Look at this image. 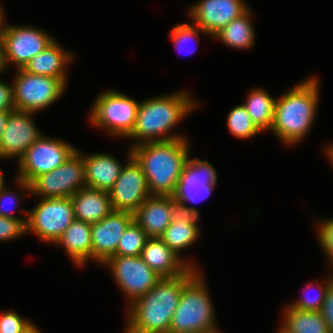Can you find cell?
I'll return each instance as SVG.
<instances>
[{
	"mask_svg": "<svg viewBox=\"0 0 333 333\" xmlns=\"http://www.w3.org/2000/svg\"><path fill=\"white\" fill-rule=\"evenodd\" d=\"M4 177H3V174H2V171H1V169H0V191L5 187V185H4V179H3Z\"/></svg>",
	"mask_w": 333,
	"mask_h": 333,
	"instance_id": "cell-43",
	"label": "cell"
},
{
	"mask_svg": "<svg viewBox=\"0 0 333 333\" xmlns=\"http://www.w3.org/2000/svg\"><path fill=\"white\" fill-rule=\"evenodd\" d=\"M198 218L196 213L177 209L171 224L159 238L181 257L179 253L196 242L200 235Z\"/></svg>",
	"mask_w": 333,
	"mask_h": 333,
	"instance_id": "cell-21",
	"label": "cell"
},
{
	"mask_svg": "<svg viewBox=\"0 0 333 333\" xmlns=\"http://www.w3.org/2000/svg\"><path fill=\"white\" fill-rule=\"evenodd\" d=\"M201 31L204 34L203 30H200L197 26L190 25L187 23L179 24L173 27L170 33V40L174 42L176 46V50H179L182 52V50H185V44L190 42V40H193L199 36V32ZM192 52V51H191Z\"/></svg>",
	"mask_w": 333,
	"mask_h": 333,
	"instance_id": "cell-32",
	"label": "cell"
},
{
	"mask_svg": "<svg viewBox=\"0 0 333 333\" xmlns=\"http://www.w3.org/2000/svg\"><path fill=\"white\" fill-rule=\"evenodd\" d=\"M320 313L327 322L329 332L333 333V283L329 286L326 292Z\"/></svg>",
	"mask_w": 333,
	"mask_h": 333,
	"instance_id": "cell-36",
	"label": "cell"
},
{
	"mask_svg": "<svg viewBox=\"0 0 333 333\" xmlns=\"http://www.w3.org/2000/svg\"><path fill=\"white\" fill-rule=\"evenodd\" d=\"M11 85L0 80V111L15 110L13 84Z\"/></svg>",
	"mask_w": 333,
	"mask_h": 333,
	"instance_id": "cell-37",
	"label": "cell"
},
{
	"mask_svg": "<svg viewBox=\"0 0 333 333\" xmlns=\"http://www.w3.org/2000/svg\"><path fill=\"white\" fill-rule=\"evenodd\" d=\"M248 9L240 17L235 18L226 27L222 28L213 38L220 39L224 44L236 49H248L255 40V31Z\"/></svg>",
	"mask_w": 333,
	"mask_h": 333,
	"instance_id": "cell-24",
	"label": "cell"
},
{
	"mask_svg": "<svg viewBox=\"0 0 333 333\" xmlns=\"http://www.w3.org/2000/svg\"><path fill=\"white\" fill-rule=\"evenodd\" d=\"M326 151H327L328 157L331 159L330 161L333 164V146H330V147L328 146V149Z\"/></svg>",
	"mask_w": 333,
	"mask_h": 333,
	"instance_id": "cell-42",
	"label": "cell"
},
{
	"mask_svg": "<svg viewBox=\"0 0 333 333\" xmlns=\"http://www.w3.org/2000/svg\"><path fill=\"white\" fill-rule=\"evenodd\" d=\"M27 219L6 218L0 216V241L16 239L26 232Z\"/></svg>",
	"mask_w": 333,
	"mask_h": 333,
	"instance_id": "cell-33",
	"label": "cell"
},
{
	"mask_svg": "<svg viewBox=\"0 0 333 333\" xmlns=\"http://www.w3.org/2000/svg\"><path fill=\"white\" fill-rule=\"evenodd\" d=\"M130 302L149 292L161 279L141 256H112L104 263Z\"/></svg>",
	"mask_w": 333,
	"mask_h": 333,
	"instance_id": "cell-12",
	"label": "cell"
},
{
	"mask_svg": "<svg viewBox=\"0 0 333 333\" xmlns=\"http://www.w3.org/2000/svg\"><path fill=\"white\" fill-rule=\"evenodd\" d=\"M186 138L145 142L131 147L132 156L140 164L151 195L175 193L184 165L189 157Z\"/></svg>",
	"mask_w": 333,
	"mask_h": 333,
	"instance_id": "cell-2",
	"label": "cell"
},
{
	"mask_svg": "<svg viewBox=\"0 0 333 333\" xmlns=\"http://www.w3.org/2000/svg\"><path fill=\"white\" fill-rule=\"evenodd\" d=\"M318 225V240L333 265V218L319 222Z\"/></svg>",
	"mask_w": 333,
	"mask_h": 333,
	"instance_id": "cell-35",
	"label": "cell"
},
{
	"mask_svg": "<svg viewBox=\"0 0 333 333\" xmlns=\"http://www.w3.org/2000/svg\"><path fill=\"white\" fill-rule=\"evenodd\" d=\"M178 205L173 196L150 195L133 213L149 238L160 237L171 224Z\"/></svg>",
	"mask_w": 333,
	"mask_h": 333,
	"instance_id": "cell-17",
	"label": "cell"
},
{
	"mask_svg": "<svg viewBox=\"0 0 333 333\" xmlns=\"http://www.w3.org/2000/svg\"><path fill=\"white\" fill-rule=\"evenodd\" d=\"M191 98L188 93L179 92L140 102L135 126L128 138L139 140L134 145L184 138L168 133L197 106Z\"/></svg>",
	"mask_w": 333,
	"mask_h": 333,
	"instance_id": "cell-4",
	"label": "cell"
},
{
	"mask_svg": "<svg viewBox=\"0 0 333 333\" xmlns=\"http://www.w3.org/2000/svg\"><path fill=\"white\" fill-rule=\"evenodd\" d=\"M29 324V320L21 318L14 311L9 310L0 315V333H23Z\"/></svg>",
	"mask_w": 333,
	"mask_h": 333,
	"instance_id": "cell-34",
	"label": "cell"
},
{
	"mask_svg": "<svg viewBox=\"0 0 333 333\" xmlns=\"http://www.w3.org/2000/svg\"><path fill=\"white\" fill-rule=\"evenodd\" d=\"M28 216L26 232H33L41 240L55 244L67 227L75 220L70 197L42 198Z\"/></svg>",
	"mask_w": 333,
	"mask_h": 333,
	"instance_id": "cell-9",
	"label": "cell"
},
{
	"mask_svg": "<svg viewBox=\"0 0 333 333\" xmlns=\"http://www.w3.org/2000/svg\"><path fill=\"white\" fill-rule=\"evenodd\" d=\"M216 180L217 173L211 163L188 157L178 182L216 184Z\"/></svg>",
	"mask_w": 333,
	"mask_h": 333,
	"instance_id": "cell-29",
	"label": "cell"
},
{
	"mask_svg": "<svg viewBox=\"0 0 333 333\" xmlns=\"http://www.w3.org/2000/svg\"><path fill=\"white\" fill-rule=\"evenodd\" d=\"M275 101L265 90L253 89L243 106L246 108L253 123L260 131L271 128L274 118Z\"/></svg>",
	"mask_w": 333,
	"mask_h": 333,
	"instance_id": "cell-26",
	"label": "cell"
},
{
	"mask_svg": "<svg viewBox=\"0 0 333 333\" xmlns=\"http://www.w3.org/2000/svg\"><path fill=\"white\" fill-rule=\"evenodd\" d=\"M13 192H11L9 189H6L5 187L0 191V202L2 201V203H0V216H3V217H6V218H16V219H21V218H18L17 216H14L10 213V210L6 209V205L5 203H8L9 200H11L12 202H15L16 199H19L21 198L19 195H14L12 194ZM8 201H7V200ZM11 201H10V204H11ZM16 203V202H15ZM14 204V203H12ZM16 205V204H15ZM5 208V209H3ZM11 209V208H10ZM9 211V212H8Z\"/></svg>",
	"mask_w": 333,
	"mask_h": 333,
	"instance_id": "cell-38",
	"label": "cell"
},
{
	"mask_svg": "<svg viewBox=\"0 0 333 333\" xmlns=\"http://www.w3.org/2000/svg\"><path fill=\"white\" fill-rule=\"evenodd\" d=\"M141 258L161 278H172L185 274L194 265L183 260L159 237L148 238Z\"/></svg>",
	"mask_w": 333,
	"mask_h": 333,
	"instance_id": "cell-18",
	"label": "cell"
},
{
	"mask_svg": "<svg viewBox=\"0 0 333 333\" xmlns=\"http://www.w3.org/2000/svg\"><path fill=\"white\" fill-rule=\"evenodd\" d=\"M211 302L202 274L197 272L181 291L170 333H219Z\"/></svg>",
	"mask_w": 333,
	"mask_h": 333,
	"instance_id": "cell-5",
	"label": "cell"
},
{
	"mask_svg": "<svg viewBox=\"0 0 333 333\" xmlns=\"http://www.w3.org/2000/svg\"><path fill=\"white\" fill-rule=\"evenodd\" d=\"M3 20H4L3 10H2V8L0 6V30H1L2 26L4 25L3 24L4 23Z\"/></svg>",
	"mask_w": 333,
	"mask_h": 333,
	"instance_id": "cell-44",
	"label": "cell"
},
{
	"mask_svg": "<svg viewBox=\"0 0 333 333\" xmlns=\"http://www.w3.org/2000/svg\"><path fill=\"white\" fill-rule=\"evenodd\" d=\"M277 333H291L289 332L283 325L280 326V329L277 331Z\"/></svg>",
	"mask_w": 333,
	"mask_h": 333,
	"instance_id": "cell-45",
	"label": "cell"
},
{
	"mask_svg": "<svg viewBox=\"0 0 333 333\" xmlns=\"http://www.w3.org/2000/svg\"><path fill=\"white\" fill-rule=\"evenodd\" d=\"M283 326L291 333H330L320 311H307L291 307L285 309Z\"/></svg>",
	"mask_w": 333,
	"mask_h": 333,
	"instance_id": "cell-25",
	"label": "cell"
},
{
	"mask_svg": "<svg viewBox=\"0 0 333 333\" xmlns=\"http://www.w3.org/2000/svg\"><path fill=\"white\" fill-rule=\"evenodd\" d=\"M85 166L86 187L110 191L120 175L124 165L109 155L104 153L83 155Z\"/></svg>",
	"mask_w": 333,
	"mask_h": 333,
	"instance_id": "cell-20",
	"label": "cell"
},
{
	"mask_svg": "<svg viewBox=\"0 0 333 333\" xmlns=\"http://www.w3.org/2000/svg\"><path fill=\"white\" fill-rule=\"evenodd\" d=\"M13 84L14 107L17 111L36 113L50 106L63 94L67 79L27 73L17 69Z\"/></svg>",
	"mask_w": 333,
	"mask_h": 333,
	"instance_id": "cell-8",
	"label": "cell"
},
{
	"mask_svg": "<svg viewBox=\"0 0 333 333\" xmlns=\"http://www.w3.org/2000/svg\"><path fill=\"white\" fill-rule=\"evenodd\" d=\"M72 57L73 53L64 51L54 39L43 51L29 60L22 69L27 73L66 79L65 67L73 59Z\"/></svg>",
	"mask_w": 333,
	"mask_h": 333,
	"instance_id": "cell-22",
	"label": "cell"
},
{
	"mask_svg": "<svg viewBox=\"0 0 333 333\" xmlns=\"http://www.w3.org/2000/svg\"><path fill=\"white\" fill-rule=\"evenodd\" d=\"M14 110H4L0 111V139L5 128L6 122L8 120L9 114Z\"/></svg>",
	"mask_w": 333,
	"mask_h": 333,
	"instance_id": "cell-39",
	"label": "cell"
},
{
	"mask_svg": "<svg viewBox=\"0 0 333 333\" xmlns=\"http://www.w3.org/2000/svg\"><path fill=\"white\" fill-rule=\"evenodd\" d=\"M139 104L117 91H105L93 102L89 119L113 136L128 137L135 126Z\"/></svg>",
	"mask_w": 333,
	"mask_h": 333,
	"instance_id": "cell-7",
	"label": "cell"
},
{
	"mask_svg": "<svg viewBox=\"0 0 333 333\" xmlns=\"http://www.w3.org/2000/svg\"><path fill=\"white\" fill-rule=\"evenodd\" d=\"M62 245L78 266L92 259L91 224L75 219L55 243Z\"/></svg>",
	"mask_w": 333,
	"mask_h": 333,
	"instance_id": "cell-23",
	"label": "cell"
},
{
	"mask_svg": "<svg viewBox=\"0 0 333 333\" xmlns=\"http://www.w3.org/2000/svg\"><path fill=\"white\" fill-rule=\"evenodd\" d=\"M148 238L145 231L133 220L122 234L115 256H141Z\"/></svg>",
	"mask_w": 333,
	"mask_h": 333,
	"instance_id": "cell-28",
	"label": "cell"
},
{
	"mask_svg": "<svg viewBox=\"0 0 333 333\" xmlns=\"http://www.w3.org/2000/svg\"><path fill=\"white\" fill-rule=\"evenodd\" d=\"M70 198L75 219L89 224L100 221L113 211L108 191L84 187Z\"/></svg>",
	"mask_w": 333,
	"mask_h": 333,
	"instance_id": "cell-19",
	"label": "cell"
},
{
	"mask_svg": "<svg viewBox=\"0 0 333 333\" xmlns=\"http://www.w3.org/2000/svg\"><path fill=\"white\" fill-rule=\"evenodd\" d=\"M216 184L195 182H178L175 193L172 195L178 205V209L193 212L199 215L195 207L186 206V202L202 201L214 190Z\"/></svg>",
	"mask_w": 333,
	"mask_h": 333,
	"instance_id": "cell-27",
	"label": "cell"
},
{
	"mask_svg": "<svg viewBox=\"0 0 333 333\" xmlns=\"http://www.w3.org/2000/svg\"><path fill=\"white\" fill-rule=\"evenodd\" d=\"M34 113L14 110L9 114L0 139L1 158H19L42 134L29 116Z\"/></svg>",
	"mask_w": 333,
	"mask_h": 333,
	"instance_id": "cell-16",
	"label": "cell"
},
{
	"mask_svg": "<svg viewBox=\"0 0 333 333\" xmlns=\"http://www.w3.org/2000/svg\"><path fill=\"white\" fill-rule=\"evenodd\" d=\"M128 156L129 161L122 167L109 195L114 211L134 213L151 194L145 174L131 150Z\"/></svg>",
	"mask_w": 333,
	"mask_h": 333,
	"instance_id": "cell-13",
	"label": "cell"
},
{
	"mask_svg": "<svg viewBox=\"0 0 333 333\" xmlns=\"http://www.w3.org/2000/svg\"><path fill=\"white\" fill-rule=\"evenodd\" d=\"M76 150L65 141L42 135L19 158L17 184L31 193L30 184L37 177L61 166Z\"/></svg>",
	"mask_w": 333,
	"mask_h": 333,
	"instance_id": "cell-6",
	"label": "cell"
},
{
	"mask_svg": "<svg viewBox=\"0 0 333 333\" xmlns=\"http://www.w3.org/2000/svg\"><path fill=\"white\" fill-rule=\"evenodd\" d=\"M318 84L317 77L306 79L276 99L270 130L285 144L298 143L309 133L319 102Z\"/></svg>",
	"mask_w": 333,
	"mask_h": 333,
	"instance_id": "cell-3",
	"label": "cell"
},
{
	"mask_svg": "<svg viewBox=\"0 0 333 333\" xmlns=\"http://www.w3.org/2000/svg\"><path fill=\"white\" fill-rule=\"evenodd\" d=\"M332 283H333V276L331 275V277L328 278V281L325 282L324 286L320 285L319 288L317 287L318 293L315 297L314 296L308 297L309 295L305 294L306 297L304 296L301 299H298L290 306L301 310L316 311V312L320 311L326 296V292ZM312 285H313L312 283L308 284V287L305 288V290L307 291L308 289H310Z\"/></svg>",
	"mask_w": 333,
	"mask_h": 333,
	"instance_id": "cell-31",
	"label": "cell"
},
{
	"mask_svg": "<svg viewBox=\"0 0 333 333\" xmlns=\"http://www.w3.org/2000/svg\"><path fill=\"white\" fill-rule=\"evenodd\" d=\"M54 38L46 32L29 26L3 25L0 30L6 66L14 64L17 69L43 51Z\"/></svg>",
	"mask_w": 333,
	"mask_h": 333,
	"instance_id": "cell-11",
	"label": "cell"
},
{
	"mask_svg": "<svg viewBox=\"0 0 333 333\" xmlns=\"http://www.w3.org/2000/svg\"><path fill=\"white\" fill-rule=\"evenodd\" d=\"M197 272L191 267L183 275L161 278L149 292L130 303L126 333H170L181 291Z\"/></svg>",
	"mask_w": 333,
	"mask_h": 333,
	"instance_id": "cell-1",
	"label": "cell"
},
{
	"mask_svg": "<svg viewBox=\"0 0 333 333\" xmlns=\"http://www.w3.org/2000/svg\"><path fill=\"white\" fill-rule=\"evenodd\" d=\"M133 220V213L113 210L100 221L91 224L92 260L103 264L115 256L118 242Z\"/></svg>",
	"mask_w": 333,
	"mask_h": 333,
	"instance_id": "cell-15",
	"label": "cell"
},
{
	"mask_svg": "<svg viewBox=\"0 0 333 333\" xmlns=\"http://www.w3.org/2000/svg\"><path fill=\"white\" fill-rule=\"evenodd\" d=\"M23 333H40V330L37 329L35 325H33L32 322L25 328Z\"/></svg>",
	"mask_w": 333,
	"mask_h": 333,
	"instance_id": "cell-41",
	"label": "cell"
},
{
	"mask_svg": "<svg viewBox=\"0 0 333 333\" xmlns=\"http://www.w3.org/2000/svg\"><path fill=\"white\" fill-rule=\"evenodd\" d=\"M243 0H201L189 10L190 18L206 35L214 36L249 8Z\"/></svg>",
	"mask_w": 333,
	"mask_h": 333,
	"instance_id": "cell-14",
	"label": "cell"
},
{
	"mask_svg": "<svg viewBox=\"0 0 333 333\" xmlns=\"http://www.w3.org/2000/svg\"><path fill=\"white\" fill-rule=\"evenodd\" d=\"M4 69H6V63L2 43L0 41V72L4 71Z\"/></svg>",
	"mask_w": 333,
	"mask_h": 333,
	"instance_id": "cell-40",
	"label": "cell"
},
{
	"mask_svg": "<svg viewBox=\"0 0 333 333\" xmlns=\"http://www.w3.org/2000/svg\"><path fill=\"white\" fill-rule=\"evenodd\" d=\"M31 193L42 198L71 197L86 187L82 154L76 150L61 166L37 177L31 184Z\"/></svg>",
	"mask_w": 333,
	"mask_h": 333,
	"instance_id": "cell-10",
	"label": "cell"
},
{
	"mask_svg": "<svg viewBox=\"0 0 333 333\" xmlns=\"http://www.w3.org/2000/svg\"><path fill=\"white\" fill-rule=\"evenodd\" d=\"M227 126L232 135L240 139L250 138L261 132L253 123L243 104L234 107L229 112Z\"/></svg>",
	"mask_w": 333,
	"mask_h": 333,
	"instance_id": "cell-30",
	"label": "cell"
}]
</instances>
